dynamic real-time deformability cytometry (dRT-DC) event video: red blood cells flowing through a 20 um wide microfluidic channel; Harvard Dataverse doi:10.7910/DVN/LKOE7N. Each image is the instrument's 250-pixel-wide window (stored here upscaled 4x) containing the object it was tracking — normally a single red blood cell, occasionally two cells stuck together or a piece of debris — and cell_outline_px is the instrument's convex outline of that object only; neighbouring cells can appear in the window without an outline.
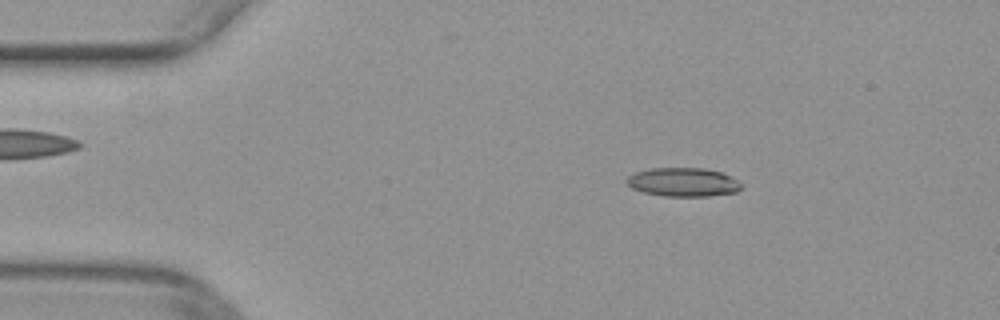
{"species": "common noctule bat (a hibernating species)", "species_latin": "Nyctalus noctula", "temperature_condition": "warm", "stored_images_in_passage": 50, "camera_frame_rate_fps": 3000, "um_per_image_px": 0.085, "animal": {"sex": "female", "body_mass_g": 29.2, "forearm_length_mm": 56.3}, "frame": {"image": 1, "passage_image": 8, "time_ms": 2.333, "image_size_px": [1000, 320], "cell_outline_px": [[744, 184], [736, 192], [708, 196], [664, 196], [644, 192], [632, 188], [624, 180], [628, 176], [636, 172], [652, 168], [704, 168], [720, 172]], "centroid_in_image_um": [58.05, 15.48], "position_along_channel_um": 26.9, "area_um2": 19.07}}
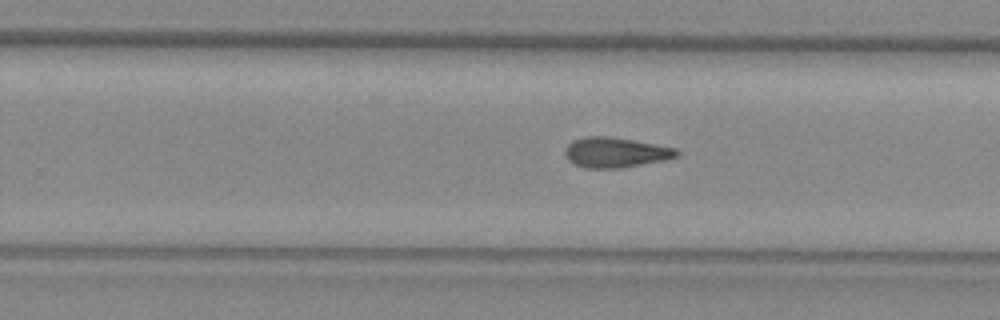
{"frame": {"image": 2, "passage_image": 31, "time_ms": 10.0, "image_size_px": [1000, 320], "cell_outline_px": [[680, 156], [668, 160], [620, 168], [584, 168], [568, 160], [564, 152], [568, 144], [572, 140], [588, 136], [608, 136], [632, 140], [676, 148], [680, 152]], "centroid_in_image_um": [52.35, 12.96], "position_along_channel_um": 277.4, "area_um2": 19.71}}
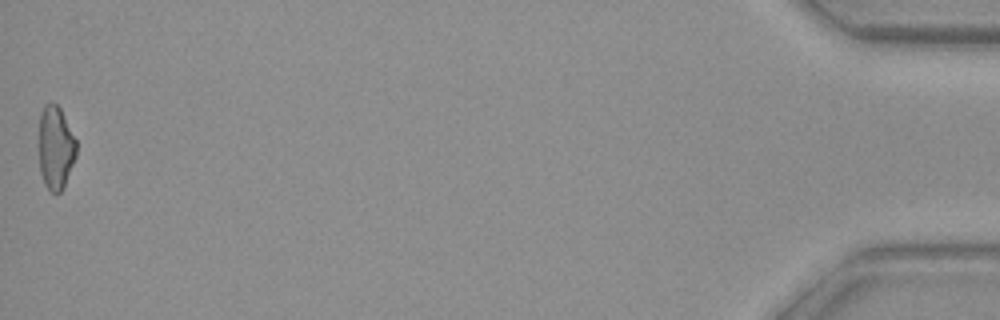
{"frame": {"image": 3, "passage_image": 50, "time_ms": 16.333, "image_size_px": [1000, 320], "cell_outline_px": [[76, 156], [64, 184], [60, 192], [52, 192], [44, 184], [40, 172], [40, 112], [44, 104], [52, 100], [60, 108], [76, 140]], "centroid_in_image_um": [4.72, 12.5], "position_along_channel_um": 430.5, "area_um2": 17.92}}